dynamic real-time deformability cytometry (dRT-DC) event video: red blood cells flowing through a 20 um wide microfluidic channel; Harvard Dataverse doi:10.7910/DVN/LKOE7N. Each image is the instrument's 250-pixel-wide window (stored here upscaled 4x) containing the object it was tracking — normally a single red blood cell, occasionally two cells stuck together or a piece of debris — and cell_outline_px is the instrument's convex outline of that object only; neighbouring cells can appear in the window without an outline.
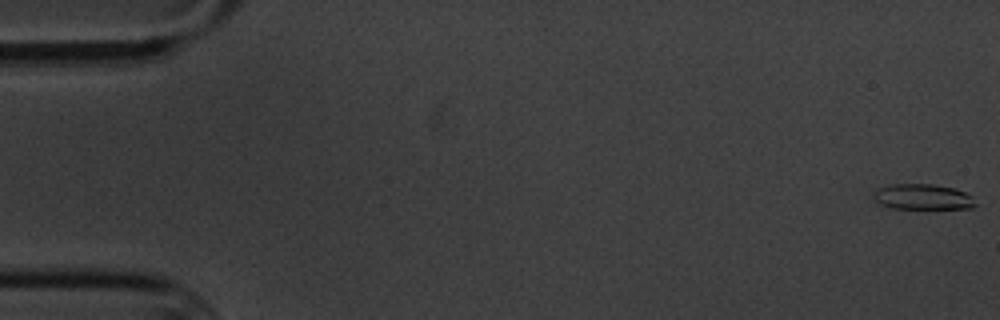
{"species": "common noctule bat (a hibernating species)", "species_latin": "Nyctalus noctula", "temperature_condition": "cold", "stored_images_in_passage": 6, "camera_frame_rate_fps": 3000, "um_per_image_px": 0.085, "animal": {"sex": "male", "body_mass_g": 20.1, "forearm_length_mm": 53.5}, "frame": {"image": 1, "passage_image": 1, "time_ms": 0.0, "image_size_px": [1000, 320], "cell_outline_px": [[976, 204], [972, 208], [892, 208], [880, 204], [872, 196], [876, 188], [888, 184], [932, 184], [956, 188], [972, 196]], "centroid_in_image_um": [78.41, 16.72], "position_along_channel_um": 6.6, "area_um2": 15.2}}
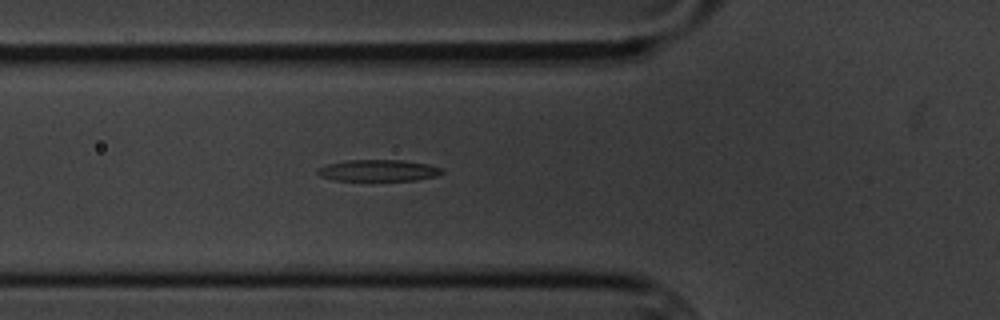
{"frame": {"image": 2, "passage_image": 6, "time_ms": 6.667, "image_size_px": [1000, 320], "cell_outline_px": [[444, 172], [436, 176], [416, 180], [332, 180], [320, 176], [316, 172], [316, 168], [328, 164], [348, 160], [404, 160], [428, 164], [444, 168]], "centroid_in_image_um": [32.17, 14.48], "position_along_channel_um": 93.6, "area_um2": 15.66}}